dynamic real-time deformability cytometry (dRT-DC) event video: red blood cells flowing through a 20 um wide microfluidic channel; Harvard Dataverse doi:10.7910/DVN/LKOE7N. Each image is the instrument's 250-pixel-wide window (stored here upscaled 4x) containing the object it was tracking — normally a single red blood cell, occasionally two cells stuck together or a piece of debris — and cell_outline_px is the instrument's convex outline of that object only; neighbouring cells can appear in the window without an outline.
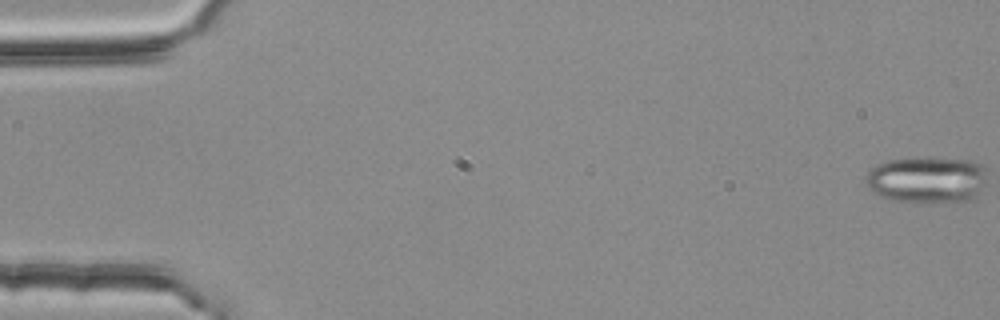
{"species": "common noctule bat (a hibernating species)", "species_latin": "Nyctalus noctula", "temperature_condition": "room temperature", "stored_images_in_passage": 49, "camera_frame_rate_fps": 3000, "um_per_image_px": 0.085, "animal": {"sex": "female", "body_mass_g": 25.1}, "frame": {"image": 1, "passage_image": 1, "time_ms": 0.0, "image_size_px": [1000, 320], "cell_outline_px": [[984, 184], [976, 196], [972, 200], [928, 204], [892, 200], [880, 196], [872, 192], [868, 188], [864, 180], [868, 172], [876, 164], [884, 160], [912, 156], [924, 156], [972, 160], [984, 164]], "centroid_in_image_um": [78.75, 15.26], "position_along_channel_um": 6.2, "area_um2": 34.16}}
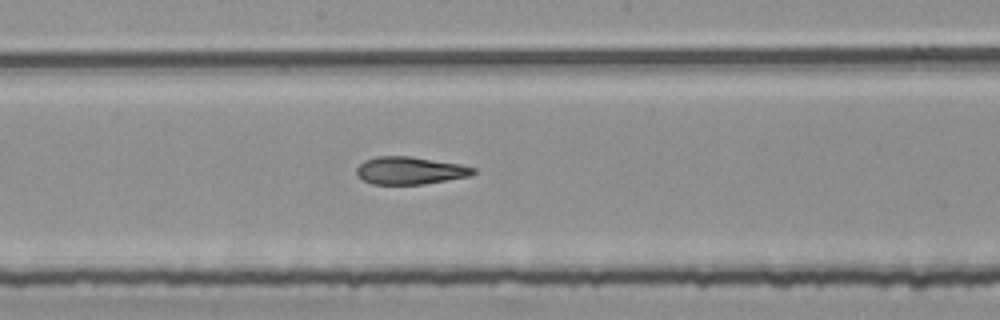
{"frame": {"image": 2, "passage_image": 30, "time_ms": 9.667, "image_size_px": [1000, 320], "cell_outline_px": [[476, 172], [472, 176], [424, 184], [372, 184], [364, 180], [356, 172], [356, 168], [364, 160], [376, 156], [412, 156], [460, 164], [476, 168]], "centroid_in_image_um": [34.88, 14.49], "position_along_channel_um": 213.3, "area_um2": 18.84}}
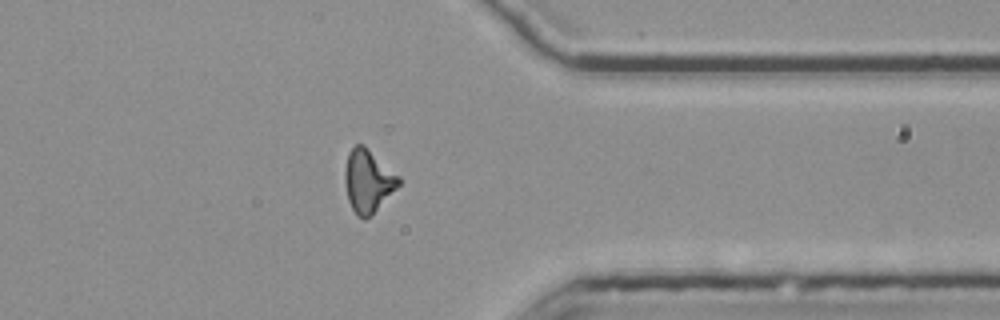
{"frame": {"image": 3, "passage_image": 44, "time_ms": 14.333, "image_size_px": [1000, 320], "cell_outline_px": [[400, 184], [364, 220], [356, 216], [348, 200], [344, 180], [344, 172], [348, 152], [356, 144], [364, 144], [400, 176]], "centroid_in_image_um": [31.25, 15.34], "position_along_channel_um": 380.1, "area_um2": 19.48}}